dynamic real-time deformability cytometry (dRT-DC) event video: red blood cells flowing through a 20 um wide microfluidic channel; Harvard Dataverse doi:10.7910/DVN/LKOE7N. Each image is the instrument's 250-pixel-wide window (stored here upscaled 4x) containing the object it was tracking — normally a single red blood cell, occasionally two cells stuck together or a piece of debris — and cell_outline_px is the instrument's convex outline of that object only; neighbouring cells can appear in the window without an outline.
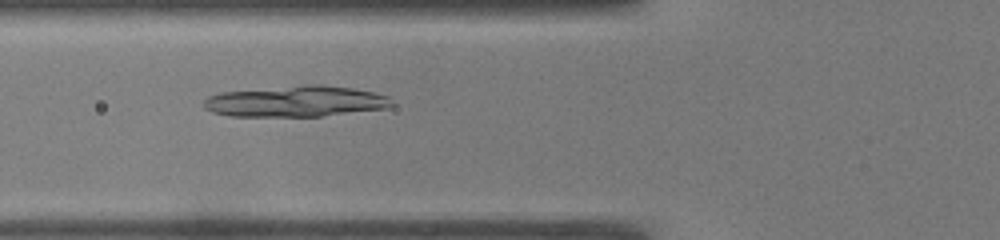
{"species": "common noctule bat (a hibernating species)", "species_latin": "Nyctalus noctula", "temperature_condition": "warm", "stored_images_in_passage": 22, "camera_frame_rate_fps": 3000, "um_per_image_px": 0.085, "animal": {"sex": "male", "body_mass_g": 19.0, "forearm_length_mm": 50.8}, "frame": {"image": 1, "passage_image": 3, "time_ms": 0.667, "image_size_px": [1000, 240], "cell_outline_px": [[392, 104], [388, 108], [320, 116], [228, 116], [212, 112], [204, 108], [204, 100], [208, 96], [220, 92], [304, 84], [324, 84], [352, 88], [372, 92], [388, 96], [392, 100]], "centroid_in_image_um": [25.12, 8.6], "position_along_channel_um": 100.7, "area_um2": 34.1}}
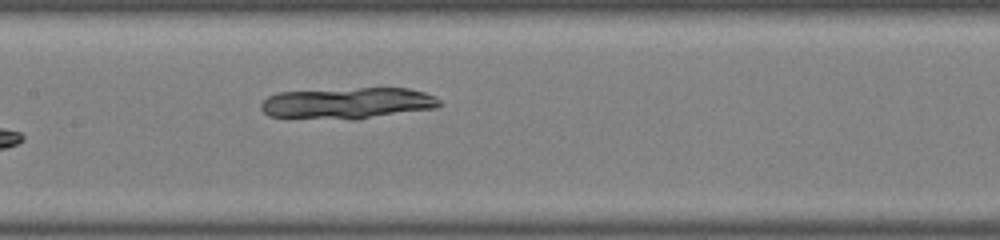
{"frame": {"image": 2, "passage_image": 9, "time_ms": 2.667, "image_size_px": [1000, 240], "cell_outline_px": [[440, 104], [436, 108], [360, 120], [352, 120], [268, 116], [260, 108], [260, 104], [268, 96], [276, 92], [360, 88], [408, 88], [424, 92], [440, 100]], "centroid_in_image_um": [29.54, 8.78], "position_along_channel_um": 177.9, "area_um2": 32.83}}
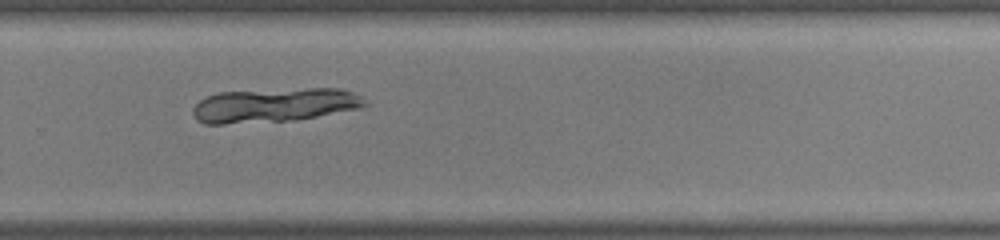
{"frame": {"image": 3, "passage_image": 19, "time_ms": 6.0, "image_size_px": [1000, 240], "cell_outline_px": [[368, 104], [360, 108], [296, 120], [224, 124], [204, 124], [196, 120], [192, 112], [192, 108], [200, 100], [208, 96], [220, 92], [308, 88], [344, 88], [360, 96]], "centroid_in_image_um": [23.31, 8.94], "position_along_channel_um": 306.5, "area_um2": 34.28}}